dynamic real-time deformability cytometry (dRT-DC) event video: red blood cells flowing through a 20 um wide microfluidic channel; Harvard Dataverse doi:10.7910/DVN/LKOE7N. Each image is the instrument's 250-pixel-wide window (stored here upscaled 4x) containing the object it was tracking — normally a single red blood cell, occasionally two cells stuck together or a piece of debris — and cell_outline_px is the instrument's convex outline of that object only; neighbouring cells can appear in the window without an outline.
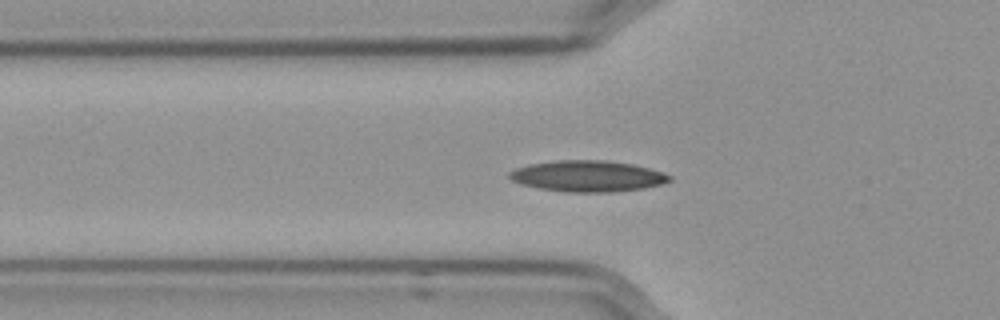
{"species": "Egyptian fruit bat (a non-hibernating species)", "species_latin": "Rousettus aegyptiacus", "temperature_condition": "cold", "stored_images_in_passage": 59, "camera_frame_rate_fps": 3000, "um_per_image_px": 0.085, "frame": {"image": 1, "passage_image": 21, "time_ms": 6.667, "image_size_px": [1000, 320], "cell_outline_px": [[672, 180], [660, 184], [644, 188], [612, 192], [564, 192], [540, 188], [520, 184], [512, 180], [508, 176], [508, 172], [516, 168], [528, 164], [556, 160], [604, 160], [632, 164], [648, 168], [672, 176]], "centroid_in_image_um": [49.91, 14.97], "position_along_channel_um": 75.9, "area_um2": 29.02}}
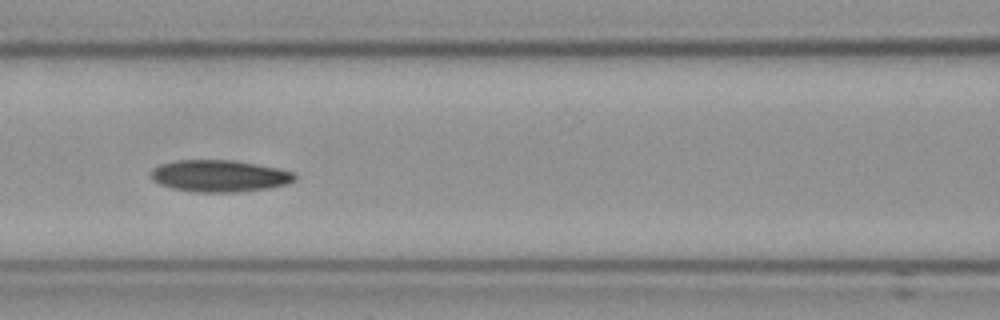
{"frame": {"image": 2, "passage_image": 27, "time_ms": 8.667, "image_size_px": [1000, 320], "cell_outline_px": [[296, 180], [288, 184], [268, 188], [240, 192], [192, 192], [172, 188], [160, 184], [152, 180], [152, 168], [160, 164], [176, 160], [232, 160], [256, 164], [276, 168], [292, 172], [296, 176]], "centroid_in_image_um": [18.64, 14.96], "position_along_channel_um": 148.0, "area_um2": 26.7}}
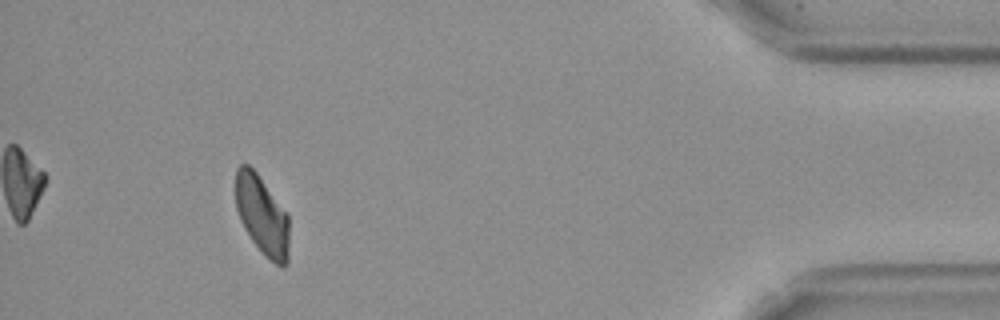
{"frame": {"image": 3, "passage_image": 54, "time_ms": 17.667, "image_size_px": [1000, 320], "cell_outline_px": [[288, 264], [284, 268], [280, 268], [252, 240], [240, 220], [236, 208], [236, 168], [240, 164], [248, 164], [256, 172], [288, 216]], "centroid_in_image_um": [22.27, 18.3], "position_along_channel_um": 412.9, "area_um2": 24.1}, "authors_computed_cell_mechanics": {"area_um2": 26.299, "velocity_mm_per_s": 3.5571, "shape_relaxation_time_tau1_ms": 10.6756, "shape_relaxation_time_tau2_ms": null, "deformation_change_tau1": 0.1659, "deformation_change_tau2": null}}